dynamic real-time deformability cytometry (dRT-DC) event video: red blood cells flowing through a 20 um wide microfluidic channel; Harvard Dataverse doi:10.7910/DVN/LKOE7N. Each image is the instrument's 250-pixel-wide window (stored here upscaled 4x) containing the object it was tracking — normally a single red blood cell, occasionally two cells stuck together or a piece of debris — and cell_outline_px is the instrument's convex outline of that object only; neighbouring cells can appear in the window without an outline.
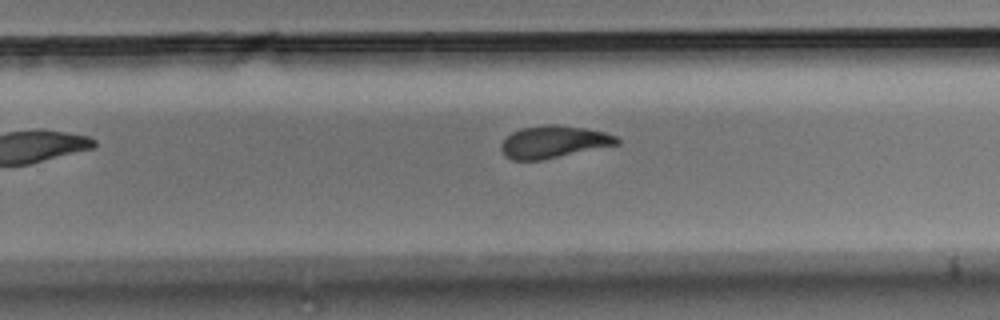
{"species": "Egyptian fruit bat (a non-hibernating species)", "species_latin": "Rousettus aegyptiacus", "temperature_condition": "room temperature", "stored_images_in_passage": 9, "camera_frame_rate_fps": 3000, "um_per_image_px": 0.085, "animal": {"sex": "male"}, "frame": {"image": 1, "passage_image": 9, "time_ms": 2.667, "image_size_px": [1000, 320], "cell_outline_px": [[620, 144], [540, 160], [512, 160], [500, 148], [500, 144], [512, 132], [520, 128], [544, 124], [556, 124], [588, 128], [604, 132], [616, 136], [620, 140]], "centroid_in_image_um": [47.08, 12.04], "position_along_channel_um": 282.7, "area_um2": 21.73}}